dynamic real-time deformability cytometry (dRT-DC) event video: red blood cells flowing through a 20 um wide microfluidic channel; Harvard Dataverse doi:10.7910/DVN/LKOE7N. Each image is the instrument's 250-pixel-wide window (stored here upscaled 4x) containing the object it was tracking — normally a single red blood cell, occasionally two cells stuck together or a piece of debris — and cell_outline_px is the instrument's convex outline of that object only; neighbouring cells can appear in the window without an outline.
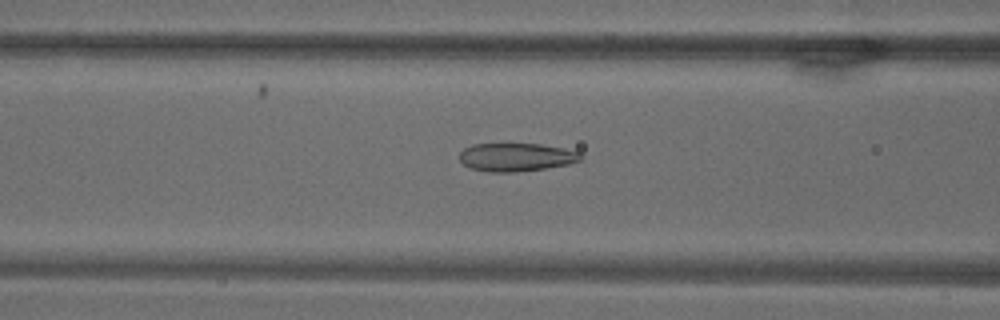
{"species": "common noctule bat (a hibernating species)", "species_latin": "Nyctalus noctula", "temperature_condition": "warm", "stored_images_in_passage": 71, "camera_frame_rate_fps": 3000, "um_per_image_px": 0.085, "animal": {"sex": "male", "body_mass_g": 18.8}, "frame": {"image": 1, "passage_image": 29, "time_ms": 9.333, "image_size_px": [1000, 320], "cell_outline_px": [[584, 156], [580, 160], [568, 164], [548, 168], [516, 172], [488, 172], [472, 168], [464, 164], [460, 160], [460, 152], [464, 148], [472, 144], [508, 140], [540, 144], [564, 148], [580, 152]], "centroid_in_image_um": [43.86, 13.3], "position_along_channel_um": 122.7, "area_um2": 20.98}}
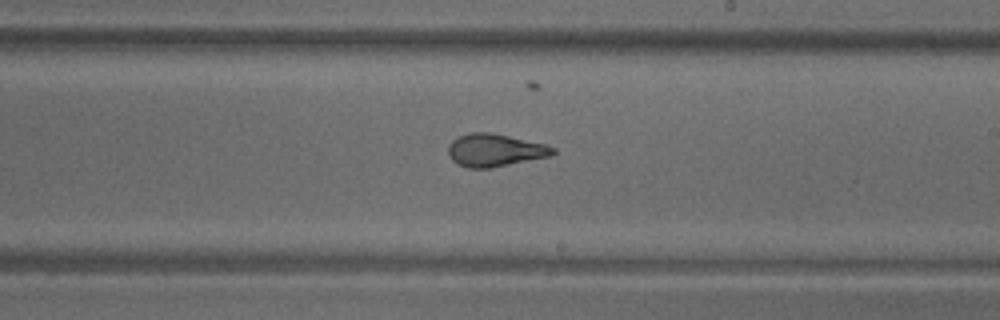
{"frame": {"image": 2, "passage_image": 42, "time_ms": 13.667, "image_size_px": [1000, 320], "cell_outline_px": [[556, 152], [552, 156], [492, 168], [468, 168], [456, 164], [448, 156], [448, 144], [452, 140], [468, 132], [492, 132], [544, 144], [556, 148]], "centroid_in_image_um": [42.05, 12.77], "position_along_channel_um": 246.9, "area_um2": 20.23}}
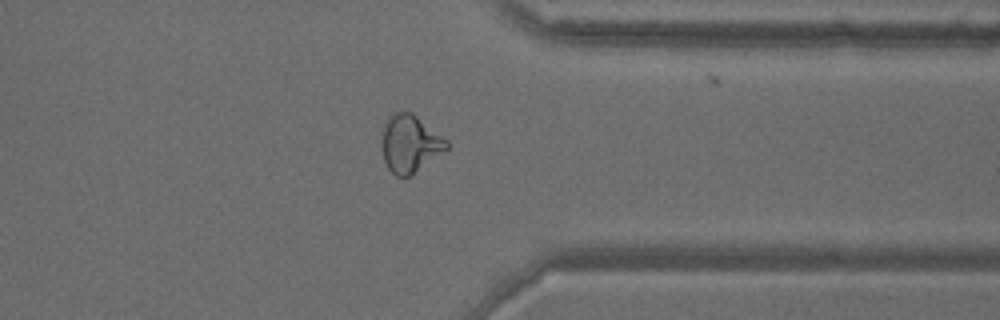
{"frame": {"image": 3, "passage_image": 56, "time_ms": 18.333, "image_size_px": [1000, 320], "cell_outline_px": [[448, 148], [412, 176], [396, 176], [388, 168], [384, 160], [384, 124], [388, 116], [396, 112], [412, 112], [448, 140]], "centroid_in_image_um": [34.89, 12.22], "position_along_channel_um": 376.5, "area_um2": 21.39}}